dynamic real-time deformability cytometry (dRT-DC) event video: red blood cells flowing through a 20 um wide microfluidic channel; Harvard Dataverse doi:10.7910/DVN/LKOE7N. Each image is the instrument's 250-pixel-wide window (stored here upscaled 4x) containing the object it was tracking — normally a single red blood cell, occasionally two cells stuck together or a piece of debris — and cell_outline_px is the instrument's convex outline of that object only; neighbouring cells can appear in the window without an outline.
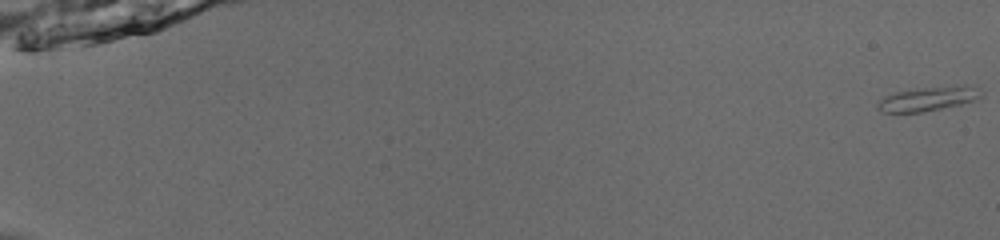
{"species": "common noctule bat (a hibernating species)", "species_latin": "Nyctalus noctula", "temperature_condition": "room temperature", "stored_images_in_passage": 54, "camera_frame_rate_fps": 3000, "um_per_image_px": 0.085, "animal": {"sex": "male", "body_mass_g": 13.0, "forearm_length_mm": 53.1}, "frame": {"image": 1, "passage_image": 1, "time_ms": 0.0, "image_size_px": [1000, 240], "cell_outline_px": [[984, 96], [976, 100], [960, 104], [924, 112], [880, 112], [876, 108], [876, 104], [884, 96], [908, 88], [956, 84], [964, 84]], "centroid_in_image_um": [78.81, 8.37], "position_along_channel_um": 6.2, "area_um2": 14.91}}
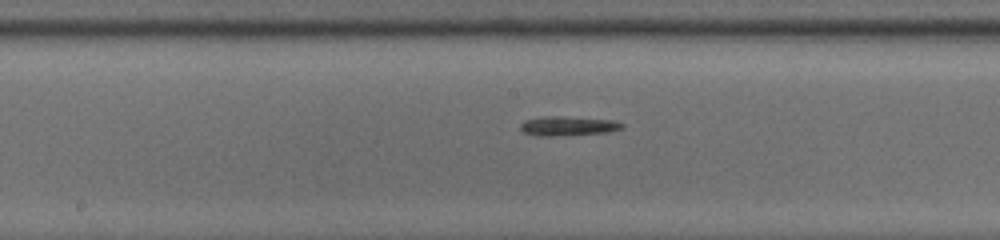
{"frame": {"image": 2, "passage_image": 31, "time_ms": 10.0, "image_size_px": [1000, 240], "cell_outline_px": [[624, 128], [608, 132], [548, 136], [536, 136], [524, 132], [520, 128], [520, 124], [524, 120], [544, 116], [560, 116], [612, 120], [624, 124]], "centroid_in_image_um": [48.25, 10.7], "position_along_channel_um": 199.9, "area_um2": 11.39}}
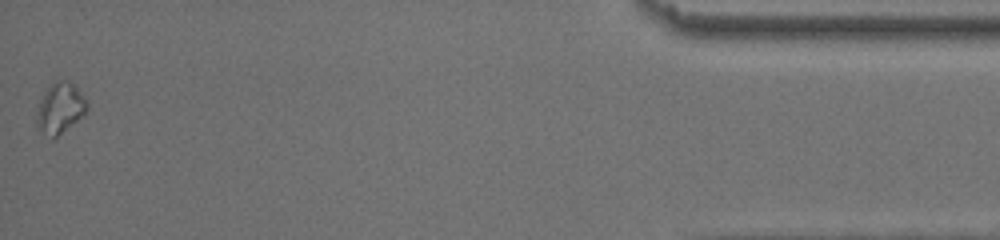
{"frame": {"image": 3, "passage_image": 54, "time_ms": 17.667, "image_size_px": [1000, 240], "cell_outline_px": [[88, 108], [84, 116], [56, 140], [44, 132], [36, 124], [36, 112], [40, 100], [44, 92], [56, 80], [68, 80], [84, 96], [88, 104]], "centroid_in_image_um": [5.13, 9.23], "position_along_channel_um": 430.1, "area_um2": 15.03}}